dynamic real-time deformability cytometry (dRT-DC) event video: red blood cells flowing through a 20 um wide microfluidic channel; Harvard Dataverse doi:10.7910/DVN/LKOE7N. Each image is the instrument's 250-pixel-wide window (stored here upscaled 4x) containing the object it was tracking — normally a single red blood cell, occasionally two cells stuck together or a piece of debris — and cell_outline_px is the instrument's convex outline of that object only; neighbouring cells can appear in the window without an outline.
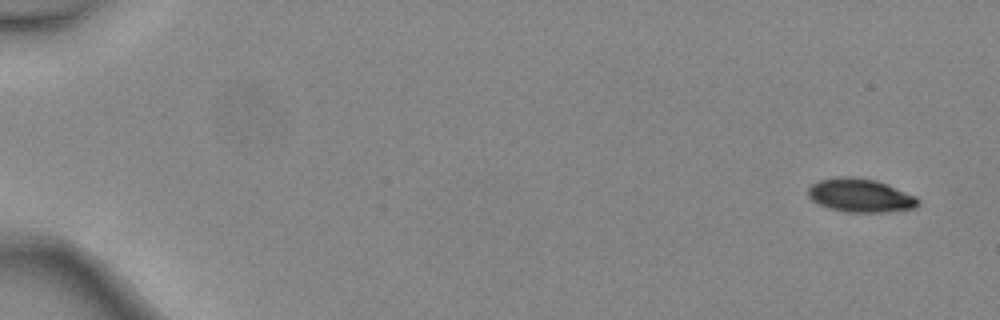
{"species": "common noctule bat (a hibernating species)", "species_latin": "Nyctalus noctula", "temperature_condition": "warm", "stored_images_in_passage": 5, "camera_frame_rate_fps": 3000, "um_per_image_px": 0.085, "animal": {"sex": "female", "body_mass_g": 24.6, "forearm_length_mm": 56.2}, "frame": {"image": 1, "passage_image": 1, "time_ms": 0.0, "image_size_px": [1000, 320], "cell_outline_px": [[920, 204], [916, 208], [884, 212], [848, 212], [828, 208], [812, 200], [808, 196], [808, 188], [812, 184], [820, 180], [840, 176], [852, 176], [876, 180], [888, 184], [916, 196], [920, 200]], "centroid_in_image_um": [73.16, 16.61], "position_along_channel_um": 11.8, "area_um2": 21.62}}
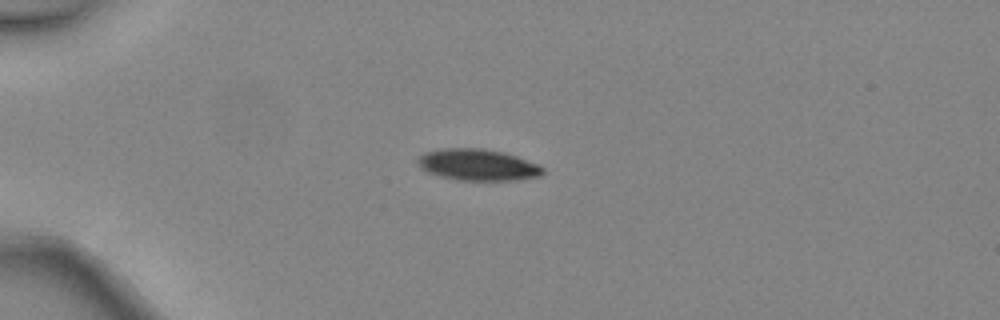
{"frame": {"image": 2, "passage_image": 3, "time_ms": 0.667, "image_size_px": [1000, 320], "cell_outline_px": [[544, 172], [540, 176], [516, 180], [460, 180], [440, 176], [428, 172], [420, 168], [416, 164], [416, 156], [424, 152], [440, 148], [484, 148], [504, 152], [540, 164], [544, 168]], "centroid_in_image_um": [40.58, 13.99], "position_along_channel_um": 44.4, "area_um2": 23.29}}
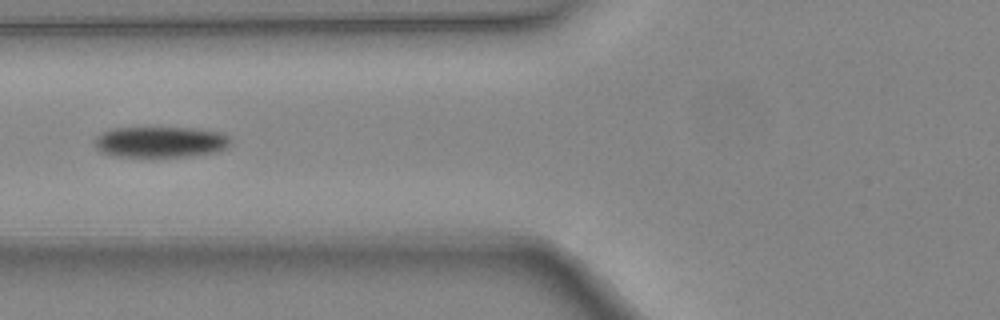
{"frame": {"image": 3, "passage_image": 5, "time_ms": 1.333, "image_size_px": [1000, 320], "cell_outline_px": [[228, 144], [224, 148], [216, 152], [192, 156], [116, 156], [100, 152], [92, 144], [96, 136], [100, 132], [112, 128], [192, 128], [220, 132], [228, 136]], "centroid_in_image_um": [13.55, 12.06], "position_along_channel_um": 112.2, "area_um2": 24.39}}